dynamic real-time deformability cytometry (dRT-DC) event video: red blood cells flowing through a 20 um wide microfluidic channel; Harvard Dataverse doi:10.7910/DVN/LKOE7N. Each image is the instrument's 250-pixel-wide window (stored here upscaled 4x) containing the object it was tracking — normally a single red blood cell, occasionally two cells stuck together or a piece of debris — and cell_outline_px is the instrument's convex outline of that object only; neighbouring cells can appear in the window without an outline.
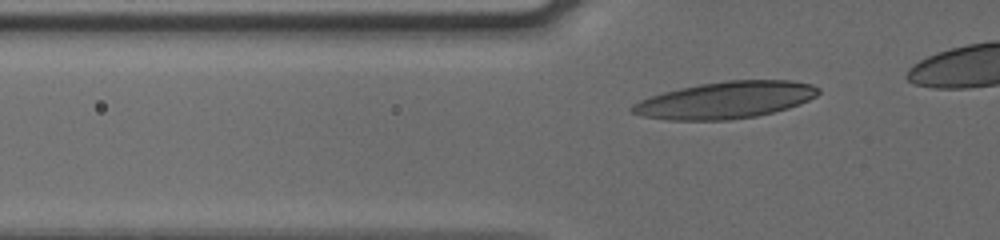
{"species": "human", "species_latin": "Homo sapiens", "temperature_condition": "cold", "stored_images_in_passage": 36, "camera_frame_rate_fps": 3000, "um_per_image_px": 0.085, "donor": {"sex": "male"}, "frame": {"image": 1, "passage_image": 6, "time_ms": 1.667, "image_size_px": [1000, 240], "cell_outline_px": [[820, 92], [816, 96], [800, 104], [788, 108], [756, 116], [728, 120], [668, 120], [644, 116], [632, 112], [628, 108], [632, 104], [640, 100], [664, 92], [680, 88], [700, 84], [724, 80], [792, 80], [812, 84], [820, 88]], "centroid_in_image_um": [61.69, 8.5], "position_along_channel_um": 64.1, "area_um2": 40.0}}
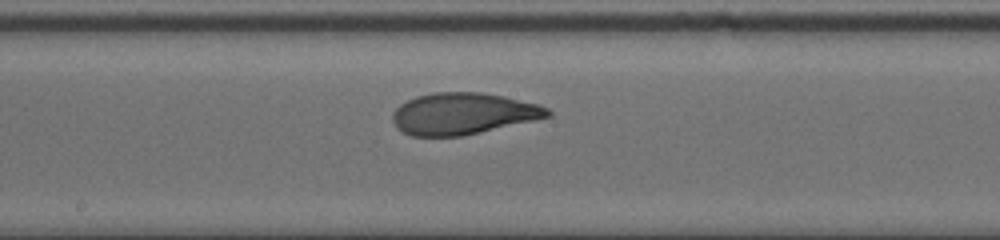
{"frame": {"image": 2, "passage_image": 18, "time_ms": 5.667, "image_size_px": [1000, 240], "cell_outline_px": [[552, 116], [464, 136], [412, 136], [396, 128], [392, 120], [392, 116], [396, 108], [400, 104], [416, 96], [432, 92], [480, 92], [504, 96], [536, 104], [548, 108], [552, 112]], "centroid_in_image_um": [39.35, 9.66], "position_along_channel_um": 208.9, "area_um2": 37.63}}
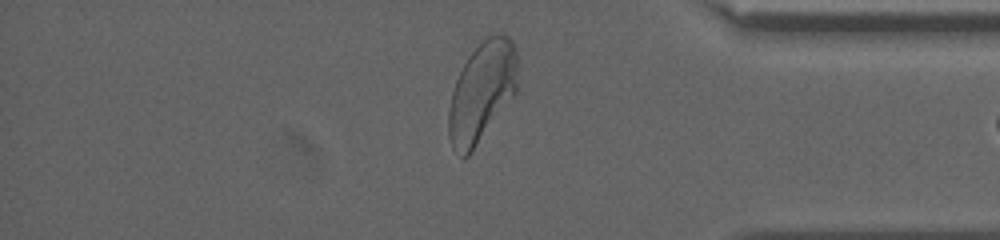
{"frame": {"image": 3, "passage_image": 34, "time_ms": 11.0, "image_size_px": [1000, 240], "cell_outline_px": [[516, 92], [472, 152], [468, 156], [464, 156], [452, 148], [448, 136], [448, 112], [452, 92], [456, 80], [468, 56], [488, 36], [496, 32], [500, 32], [508, 36], [512, 40], [516, 52]], "centroid_in_image_um": [40.94, 7.81], "position_along_channel_um": 394.3, "area_um2": 39.77}}